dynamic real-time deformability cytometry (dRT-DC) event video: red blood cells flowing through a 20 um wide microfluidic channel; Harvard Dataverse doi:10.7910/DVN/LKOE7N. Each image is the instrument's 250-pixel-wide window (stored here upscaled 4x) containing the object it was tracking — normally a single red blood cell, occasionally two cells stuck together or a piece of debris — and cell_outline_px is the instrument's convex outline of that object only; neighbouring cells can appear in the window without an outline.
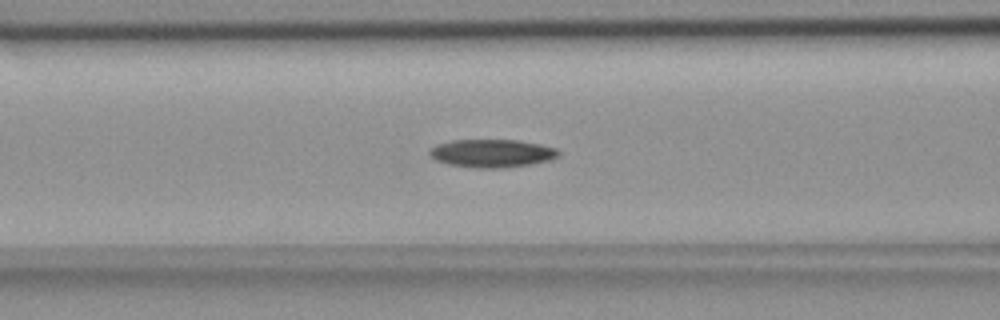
{"species": "common noctule bat (a hibernating species)", "species_latin": "Nyctalus noctula", "temperature_condition": "room temperature", "stored_images_in_passage": 46, "camera_frame_rate_fps": 3000, "um_per_image_px": 0.085, "animal": {"sex": "female", "body_mass_g": 18.4}, "frame": {"image": 1, "passage_image": 13, "time_ms": 4.0, "image_size_px": [1000, 320], "cell_outline_px": [[560, 152], [556, 156], [548, 160], [528, 164], [500, 168], [476, 168], [448, 164], [436, 160], [428, 152], [436, 144], [452, 140], [516, 140], [540, 144], [556, 148]], "centroid_in_image_um": [41.78, 13.02], "position_along_channel_um": 124.8, "area_um2": 20.81}}
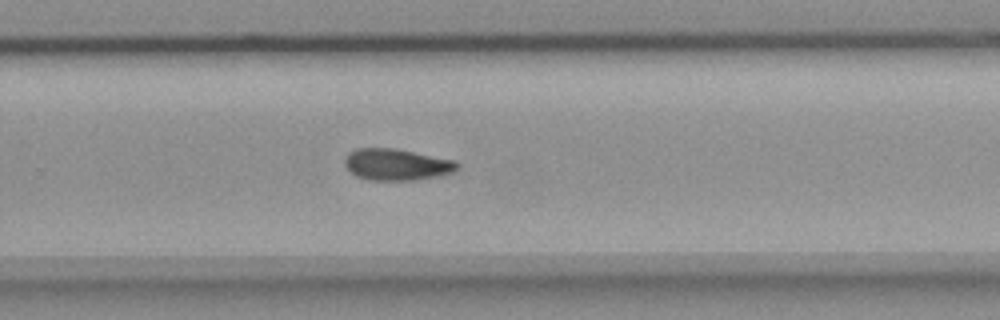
{"frame": {"image": 2, "passage_image": 27, "time_ms": 8.667, "image_size_px": [1000, 320], "cell_outline_px": [[460, 168], [452, 172], [440, 176], [412, 180], [368, 180], [356, 176], [344, 164], [344, 160], [348, 152], [356, 148], [396, 148], [452, 160], [460, 164]], "centroid_in_image_um": [33.7, 13.98], "position_along_channel_um": 296.1, "area_um2": 20.69}}
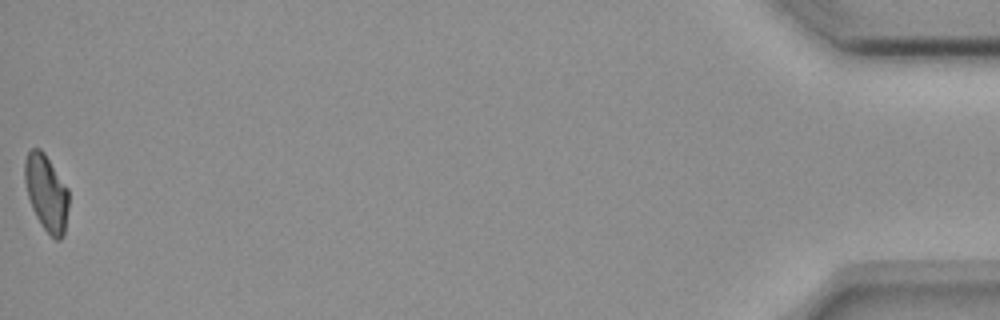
{"frame": {"image": 3, "passage_image": 46, "time_ms": 15.0, "image_size_px": [1000, 320], "cell_outline_px": [[68, 208], [64, 236], [60, 240], [56, 240], [40, 224], [32, 208], [28, 196], [24, 180], [24, 160], [28, 152], [32, 148], [40, 148], [44, 152], [68, 188]], "centroid_in_image_um": [3.94, 16.38], "position_along_channel_um": 431.3, "area_um2": 19.59}, "authors_computed_cell_mechanics": {"area_um2": 20.4323, "velocity_mm_per_s": 3.6849, "shape_relaxation_time_tau1_ms": 8.4925, "shape_relaxation_time_tau2_ms": null, "deformation_change_tau1": 0.1821, "deformation_change_tau2": null}}